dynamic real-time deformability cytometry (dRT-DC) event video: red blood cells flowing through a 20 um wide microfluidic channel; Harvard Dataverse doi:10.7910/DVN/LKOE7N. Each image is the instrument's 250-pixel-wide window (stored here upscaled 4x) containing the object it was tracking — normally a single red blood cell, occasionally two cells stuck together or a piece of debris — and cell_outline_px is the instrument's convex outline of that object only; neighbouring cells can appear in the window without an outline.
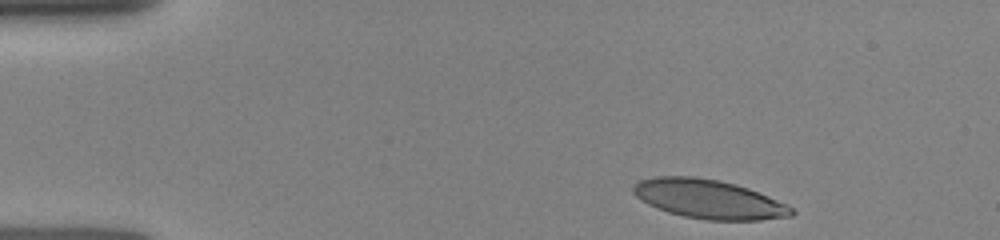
{"species": "human", "species_latin": "Homo sapiens", "temperature_condition": "room temperature", "stored_images_in_passage": 14, "camera_frame_rate_fps": 3000, "um_per_image_px": 0.085, "donor": {"sex": "female"}, "frame": {"image": 1, "passage_image": 1, "time_ms": 0.0, "image_size_px": [1000, 240], "cell_outline_px": [[796, 212], [792, 216], [760, 220], [708, 220], [684, 216], [668, 212], [648, 204], [640, 200], [632, 192], [632, 188], [640, 180], [656, 176], [692, 176], [720, 180], [736, 184], [748, 188], [788, 204]], "centroid_in_image_um": [60.26, 16.92], "position_along_channel_um": 24.7, "area_um2": 36.01}}
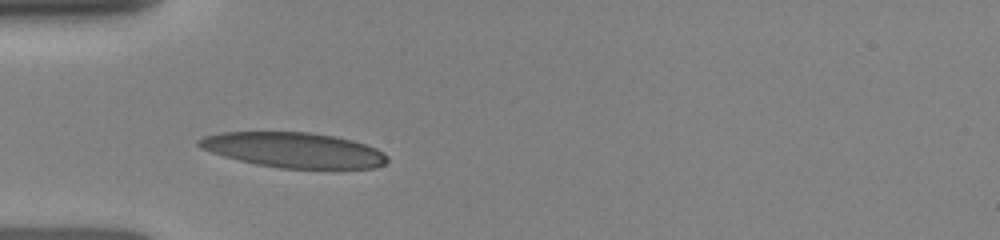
{"frame": {"image": 2, "passage_image": 13, "time_ms": 2.667, "image_size_px": [1000, 240], "cell_outline_px": [[388, 160], [384, 164], [376, 168], [336, 172], [280, 168], [256, 164], [224, 156], [200, 148], [196, 144], [196, 140], [204, 136], [220, 132], [308, 132], [332, 136], [352, 140], [376, 148], [388, 156]], "centroid_in_image_um": [25.05, 12.8], "position_along_channel_um": 59.9, "area_um2": 39.82}}